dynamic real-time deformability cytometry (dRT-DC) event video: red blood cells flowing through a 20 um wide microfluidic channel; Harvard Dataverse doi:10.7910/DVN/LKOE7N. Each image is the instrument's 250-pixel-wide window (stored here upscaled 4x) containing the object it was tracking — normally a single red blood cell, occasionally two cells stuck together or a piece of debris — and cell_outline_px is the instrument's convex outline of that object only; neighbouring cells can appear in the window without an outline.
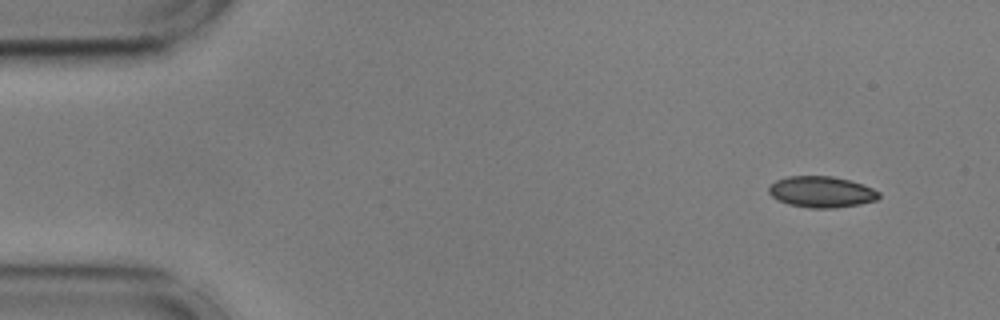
{"species": "common noctule bat (a hibernating species)", "species_latin": "Nyctalus noctula", "temperature_condition": "cold", "stored_images_in_passage": 52, "camera_frame_rate_fps": 3000, "um_per_image_px": 0.085, "animal": {"sex": "male", "body_mass_g": 17.9, "forearm_length_mm": 54.2}, "frame": {"image": 1, "passage_image": 1, "time_ms": 0.0, "image_size_px": [1000, 320], "cell_outline_px": [[880, 196], [876, 200], [860, 204], [836, 208], [808, 208], [788, 204], [772, 196], [768, 192], [768, 188], [776, 180], [788, 176], [832, 176], [864, 184], [880, 192]], "centroid_in_image_um": [69.84, 16.31], "position_along_channel_um": 15.2, "area_um2": 20.0}}
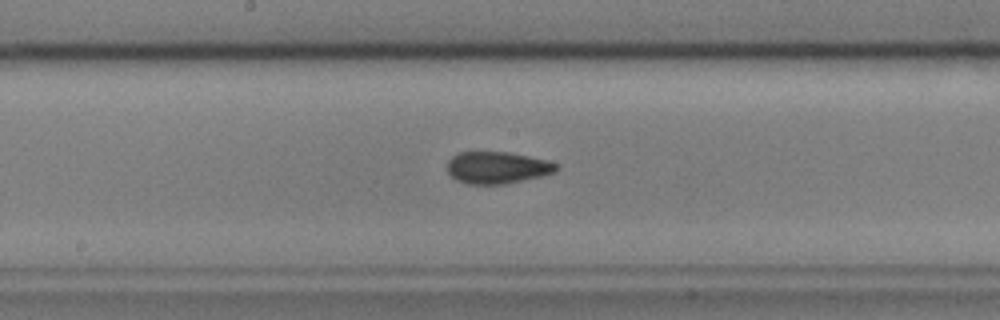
{"frame": {"image": 2, "passage_image": 25, "time_ms": 8.0, "image_size_px": [1000, 320], "cell_outline_px": [[560, 168], [556, 172], [540, 176], [504, 184], [468, 184], [456, 180], [448, 172], [448, 160], [452, 156], [460, 152], [508, 152], [548, 160], [560, 164]], "centroid_in_image_um": [42.3, 14.24], "position_along_channel_um": 205.9, "area_um2": 20.35}}
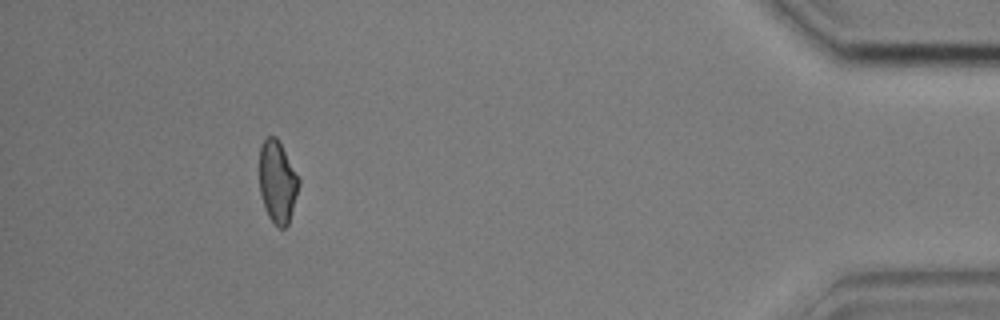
{"frame": {"image": 3, "passage_image": 47, "time_ms": 15.333, "image_size_px": [1000, 320], "cell_outline_px": [[300, 184], [288, 224], [284, 228], [280, 228], [268, 216], [264, 208], [260, 192], [260, 144], [268, 136], [276, 136], [300, 180]], "centroid_in_image_um": [23.57, 15.46], "position_along_channel_um": 411.6, "area_um2": 18.61}, "authors_computed_cell_mechanics": {"area_um2": 19.9988, "velocity_mm_per_s": 3.6126, "shape_relaxation_time_tau1_ms": 7.9354, "shape_relaxation_time_tau2_ms": 2.6541, "deformation_change_tau1": 0.1482, "deformation_change_tau2": 0.0612}}